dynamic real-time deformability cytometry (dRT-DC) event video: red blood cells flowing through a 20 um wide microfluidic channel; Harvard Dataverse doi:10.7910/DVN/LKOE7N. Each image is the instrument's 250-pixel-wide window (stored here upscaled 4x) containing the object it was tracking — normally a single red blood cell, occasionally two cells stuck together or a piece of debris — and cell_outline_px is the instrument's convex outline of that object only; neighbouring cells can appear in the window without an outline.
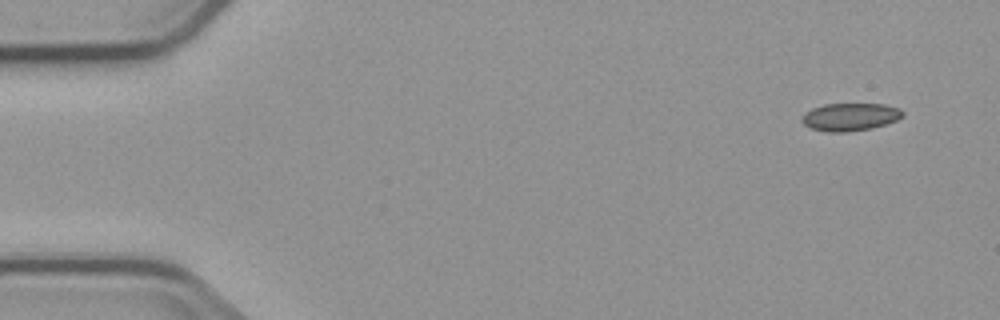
{"species": "common noctule bat (a hibernating species)", "species_latin": "Nyctalus noctula", "temperature_condition": "cold", "stored_images_in_passage": 3, "segment_of_instrument_passage": [2, 2], "camera_frame_rate_fps": 3000, "um_per_image_px": 0.085, "animal": {"sex": "male", "body_mass_g": 23.1, "forearm_length_mm": 52.7}, "frame": {"image": 1, "passage_image": 3, "time_ms": 5.667, "image_size_px": [1000, 320], "cell_outline_px": [[904, 116], [896, 120], [872, 128], [848, 132], [828, 132], [812, 128], [804, 124], [800, 120], [804, 112], [812, 108], [824, 104], [884, 104], [900, 108], [904, 112]], "centroid_in_image_um": [72.25, 9.93], "position_along_channel_um": 12.7, "area_um2": 16.36}}